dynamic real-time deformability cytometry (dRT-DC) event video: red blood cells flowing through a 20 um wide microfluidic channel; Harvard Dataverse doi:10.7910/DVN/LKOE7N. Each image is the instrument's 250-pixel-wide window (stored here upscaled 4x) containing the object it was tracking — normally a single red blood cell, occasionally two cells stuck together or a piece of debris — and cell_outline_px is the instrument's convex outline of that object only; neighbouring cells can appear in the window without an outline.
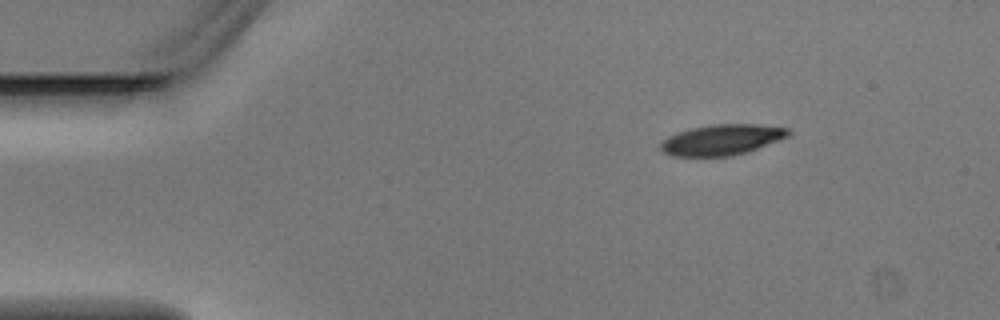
{"species": "Egyptian fruit bat (a non-hibernating species)", "species_latin": "Rousettus aegyptiacus", "temperature_condition": "warm", "stored_images_in_passage": 5, "camera_frame_rate_fps": 3000, "um_per_image_px": 0.085, "animal": {"sex": "male"}, "frame": {"image": 1, "passage_image": 5, "time_ms": 1.333, "image_size_px": [1000, 320], "cell_outline_px": [[792, 132], [788, 136], [748, 152], [732, 156], [672, 156], [664, 152], [660, 148], [660, 144], [668, 136], [676, 132], [692, 128], [712, 124], [756, 124], [788, 128]], "centroid_in_image_um": [61.35, 11.88], "position_along_channel_um": 23.6, "area_um2": 22.77}}